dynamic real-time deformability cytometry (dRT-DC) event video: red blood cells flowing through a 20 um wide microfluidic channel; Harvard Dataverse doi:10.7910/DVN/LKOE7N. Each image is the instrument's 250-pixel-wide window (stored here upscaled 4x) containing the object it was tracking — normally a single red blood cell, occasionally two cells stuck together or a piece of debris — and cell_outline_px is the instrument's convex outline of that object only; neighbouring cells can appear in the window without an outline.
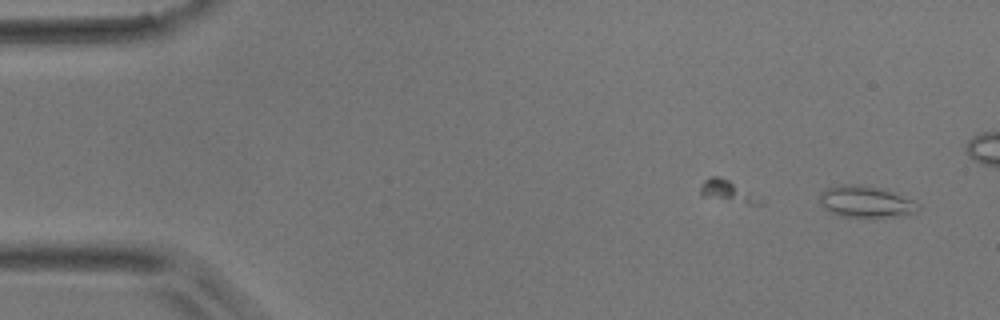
{"species": "common noctule bat (a hibernating species)", "species_latin": "Nyctalus noctula", "temperature_condition": "room temperature", "stored_images_in_passage": 48, "camera_frame_rate_fps": 3000, "um_per_image_px": 0.085, "animal": {"sex": "male", "body_mass_g": 17.9}, "frame": {"image": 1, "passage_image": 2, "time_ms": 0.333, "image_size_px": [1000, 320], "cell_outline_px": [[920, 208], [916, 212], [892, 216], [840, 216], [828, 212], [820, 204], [820, 192], [824, 188], [840, 184], [852, 184], [880, 188], [900, 192], [916, 200], [920, 204]], "centroid_in_image_um": [73.61, 17.11], "position_along_channel_um": 11.4, "area_um2": 18.38}}
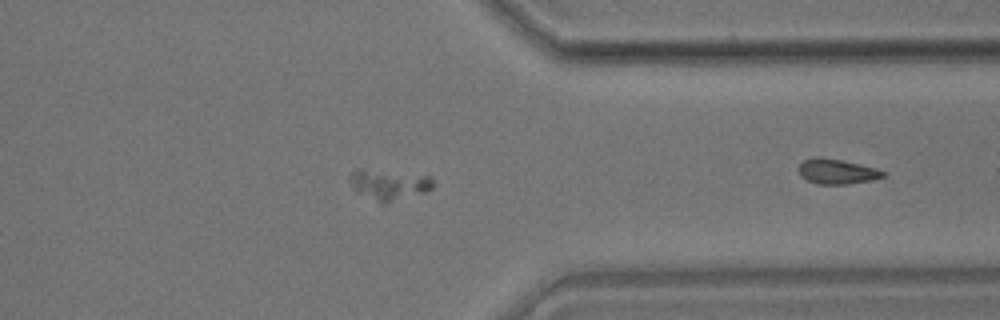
{"frame": {"image": 2, "passage_image": 36, "time_ms": 11.667, "image_size_px": [1000, 320], "cell_outline_px": [[436, 184], [432, 188], [424, 192], [384, 204], [380, 204], [352, 188], [352, 172], [356, 168], [360, 168], [432, 176]], "centroid_in_image_um": [33.11, 15.69], "position_along_channel_um": 378.3, "area_um2": 14.68}}
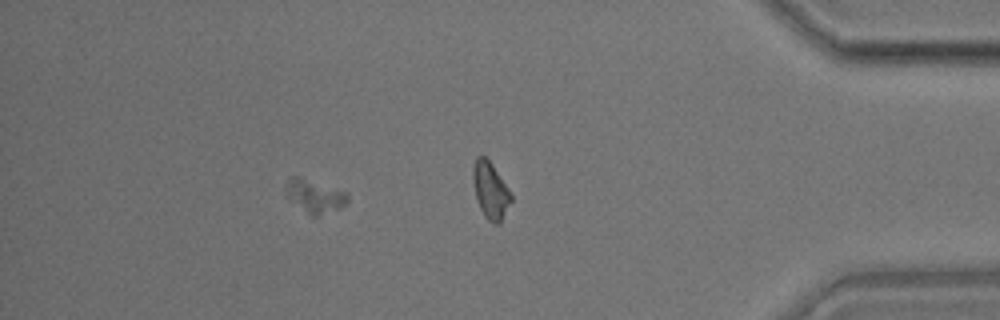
{"frame": {"image": 3, "passage_image": 42, "time_ms": 13.667, "image_size_px": [1000, 320], "cell_outline_px": [[348, 200], [340, 208], [316, 216], [312, 216], [288, 200], [284, 188], [284, 184], [292, 176], [296, 176], [348, 192]], "centroid_in_image_um": [26.71, 16.66], "position_along_channel_um": 408.5, "area_um2": 11.85}}